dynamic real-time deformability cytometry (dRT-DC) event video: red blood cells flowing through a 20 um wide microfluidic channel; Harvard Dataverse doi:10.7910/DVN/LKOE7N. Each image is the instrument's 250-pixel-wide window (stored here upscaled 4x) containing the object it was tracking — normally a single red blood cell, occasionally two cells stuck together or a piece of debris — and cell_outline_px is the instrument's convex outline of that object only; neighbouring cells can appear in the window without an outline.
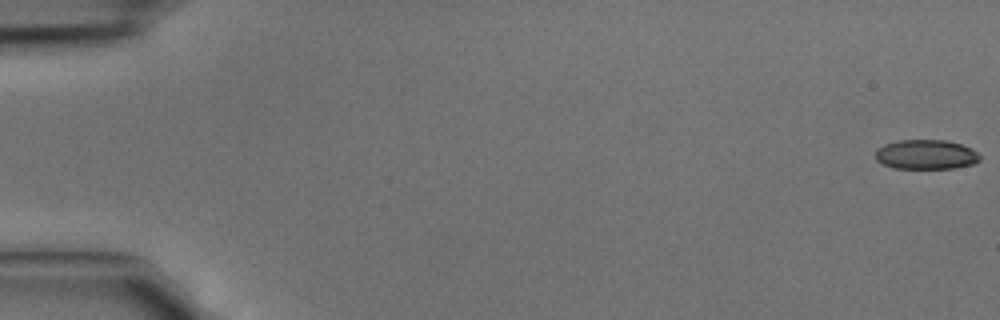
{"species": "common noctule bat (a hibernating species)", "species_latin": "Nyctalus noctula", "temperature_condition": "cold", "stored_images_in_passage": 5, "camera_frame_rate_fps": 3000, "um_per_image_px": 0.085, "animal": {"sex": "male", "body_mass_g": 15.6}, "frame": {"image": 1, "passage_image": 1, "time_ms": 0.0, "image_size_px": [1000, 320], "cell_outline_px": [[980, 160], [972, 164], [952, 168], [892, 168], [876, 160], [876, 148], [884, 144], [896, 140], [944, 140], [960, 144], [972, 148], [980, 156]], "centroid_in_image_um": [78.68, 13.12], "position_along_channel_um": 6.3, "area_um2": 17.98}}
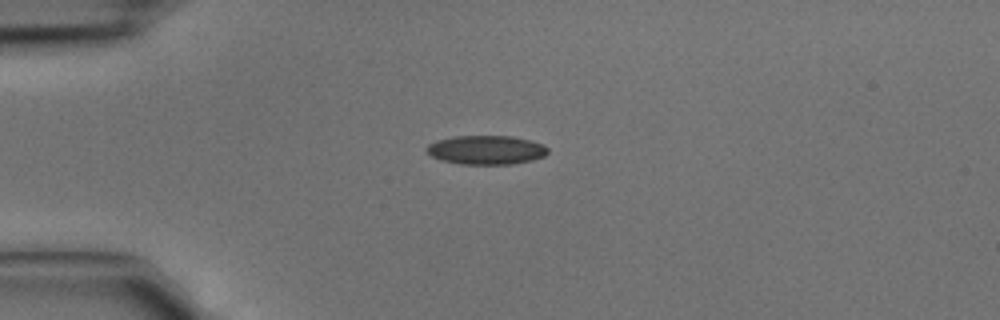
{"frame": {"image": 2, "passage_image": 4, "time_ms": 1.0, "image_size_px": [1000, 320], "cell_outline_px": [[548, 152], [544, 156], [532, 160], [512, 164], [460, 164], [440, 160], [432, 156], [424, 148], [428, 144], [436, 140], [456, 136], [512, 136], [544, 144], [548, 148]], "centroid_in_image_um": [41.31, 12.74], "position_along_channel_um": 43.7, "area_um2": 20.52}}